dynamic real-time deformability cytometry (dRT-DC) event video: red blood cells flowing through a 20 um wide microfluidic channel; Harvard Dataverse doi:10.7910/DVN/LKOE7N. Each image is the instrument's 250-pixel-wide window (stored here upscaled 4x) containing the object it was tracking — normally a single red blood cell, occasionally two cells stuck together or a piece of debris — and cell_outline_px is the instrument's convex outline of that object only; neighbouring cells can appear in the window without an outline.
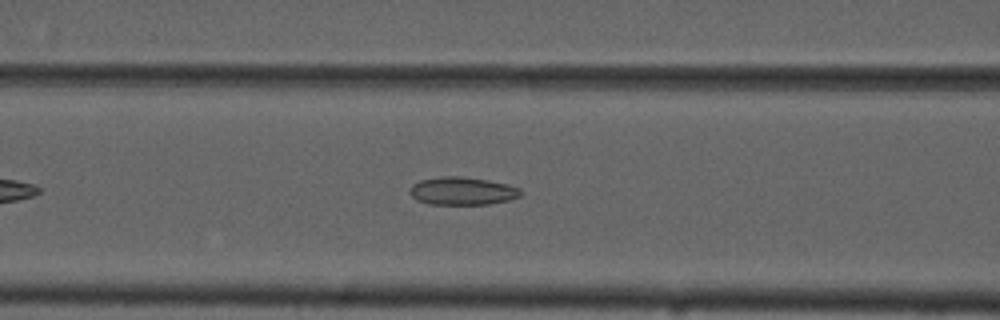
{"species": "common noctule bat (a hibernating species)", "species_latin": "Nyctalus noctula", "temperature_condition": "cold", "stored_images_in_passage": 41, "camera_frame_rate_fps": 3000, "um_per_image_px": 0.085, "animal": {"sex": "male", "forearm_length_mm": 52.5}, "frame": {"image": 1, "passage_image": 11, "time_ms": 3.333, "image_size_px": [1000, 320], "cell_outline_px": [[524, 192], [520, 196], [508, 200], [488, 204], [432, 204], [416, 200], [408, 192], [412, 184], [420, 180], [440, 176], [460, 176], [488, 180], [508, 184], [520, 188]], "centroid_in_image_um": [39.3, 16.22], "position_along_channel_um": 127.3, "area_um2": 18.15}}
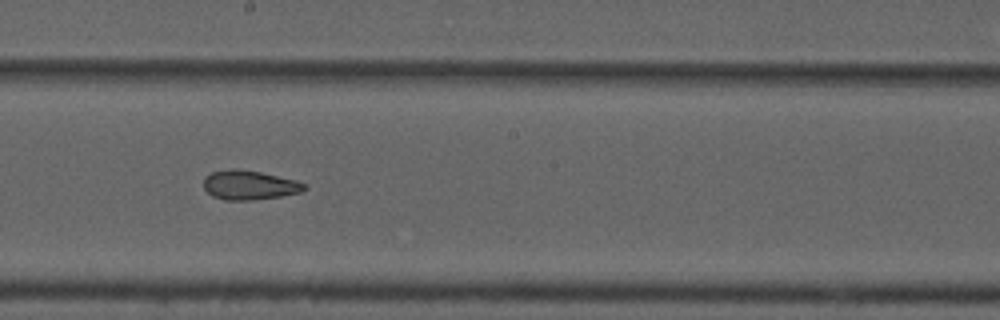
{"frame": {"image": 2, "passage_image": 19, "time_ms": 6.0, "image_size_px": [1000, 320], "cell_outline_px": [[308, 188], [300, 192], [280, 196], [252, 200], [224, 200], [212, 196], [204, 188], [204, 180], [212, 172], [232, 168], [236, 168], [260, 172], [296, 180], [308, 184]], "centroid_in_image_um": [21.22, 15.73], "position_along_channel_um": 227.0, "area_um2": 17.17}}
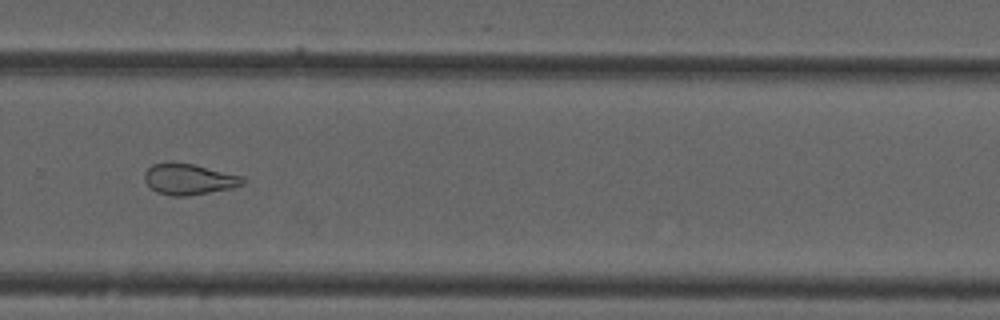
{"frame": {"image": 3, "passage_image": 26, "time_ms": 8.333, "image_size_px": [1000, 320], "cell_outline_px": [[244, 184], [232, 188], [188, 196], [172, 196], [156, 192], [144, 180], [144, 172], [152, 164], [192, 164], [244, 176]], "centroid_in_image_um": [16.08, 15.26], "position_along_channel_um": 313.7, "area_um2": 17.4}, "authors_computed_cell_mechanics": {"area_um2": 18.6116, "velocity_mm_per_s": 3.7368, "shape_relaxation_time_tau1_ms": null, "shape_relaxation_time_tau2_ms": 3.2872, "deformation_change_tau1": null, "deformation_change_tau2": 0.1039}}